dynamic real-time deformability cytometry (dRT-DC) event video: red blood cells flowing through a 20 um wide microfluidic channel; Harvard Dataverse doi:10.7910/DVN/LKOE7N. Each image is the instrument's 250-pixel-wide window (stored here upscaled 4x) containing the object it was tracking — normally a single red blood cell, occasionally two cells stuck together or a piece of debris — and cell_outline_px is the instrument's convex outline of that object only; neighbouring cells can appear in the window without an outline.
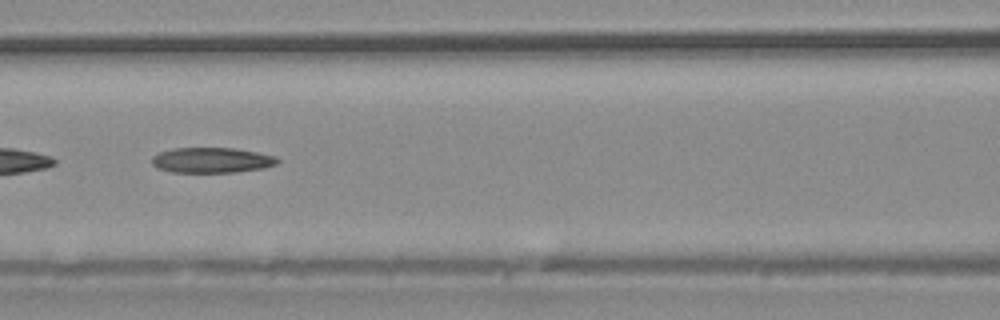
{"species": "common noctule bat (a hibernating species)", "species_latin": "Nyctalus noctula", "temperature_condition": "warm", "stored_images_in_passage": 16, "camera_frame_rate_fps": 3000, "um_per_image_px": 0.085, "animal": {"sex": "male", "body_mass_g": 20.4}, "frame": {"image": 1, "passage_image": 12, "time_ms": 3.667, "image_size_px": [1000, 320], "cell_outline_px": [[280, 160], [276, 164], [264, 168], [236, 172], [172, 172], [156, 168], [152, 164], [152, 156], [160, 152], [172, 148], [232, 148], [256, 152], [276, 156]], "centroid_in_image_um": [17.98, 13.62], "position_along_channel_um": 148.6, "area_um2": 18.55}}